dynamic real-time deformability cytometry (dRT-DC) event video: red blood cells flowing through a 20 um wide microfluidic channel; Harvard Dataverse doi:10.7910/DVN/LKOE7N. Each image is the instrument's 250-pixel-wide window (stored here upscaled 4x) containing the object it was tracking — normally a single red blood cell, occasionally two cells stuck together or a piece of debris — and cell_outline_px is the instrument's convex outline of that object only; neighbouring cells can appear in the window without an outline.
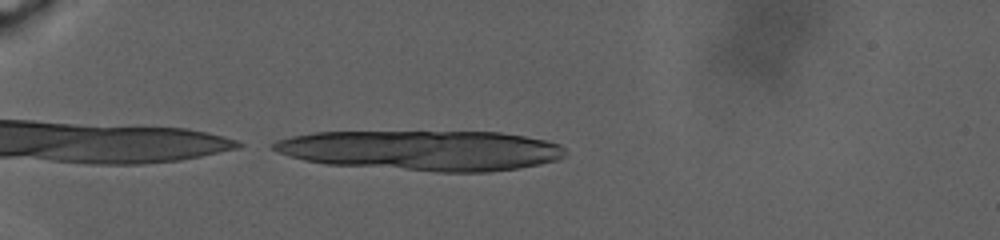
{"species": "human", "species_latin": "Homo sapiens", "temperature_condition": "warm", "stored_images_in_passage": 8, "camera_frame_rate_fps": 3000, "um_per_image_px": 0.085, "donor": {"sex": "male"}, "frame": {"image": 1, "passage_image": 1, "time_ms": 0.0, "image_size_px": [1000, 240], "cell_outline_px": [[568, 152], [564, 156], [556, 160], [540, 164], [516, 168], [488, 172], [436, 172], [328, 164], [304, 160], [280, 152], [272, 148], [272, 144], [276, 140], [292, 136], [316, 132], [500, 132], [524, 136], [544, 140], [560, 144]], "centroid_in_image_um": [35.91, 12.78], "position_along_channel_um": 49.1, "area_um2": 68.09}}